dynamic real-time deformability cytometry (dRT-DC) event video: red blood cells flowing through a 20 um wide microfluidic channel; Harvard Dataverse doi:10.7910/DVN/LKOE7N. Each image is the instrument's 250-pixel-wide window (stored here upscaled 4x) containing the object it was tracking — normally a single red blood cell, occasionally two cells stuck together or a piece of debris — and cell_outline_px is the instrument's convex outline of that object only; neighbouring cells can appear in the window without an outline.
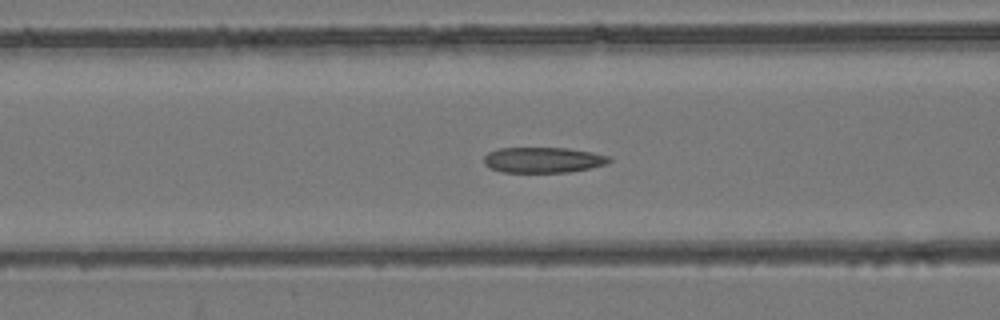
{"species": "common noctule bat (a hibernating species)", "species_latin": "Nyctalus noctula", "temperature_condition": "room temperature", "stored_images_in_passage": 43, "camera_frame_rate_fps": 3000, "um_per_image_px": 0.085, "animal": {"sex": "female", "body_mass_g": 24.6, "forearm_length_mm": 56.2}, "frame": {"image": 1, "passage_image": 21, "time_ms": 6.667, "image_size_px": [1000, 320], "cell_outline_px": [[612, 160], [608, 164], [592, 168], [568, 172], [504, 172], [492, 168], [484, 164], [484, 156], [488, 152], [496, 148], [568, 148], [592, 152], [608, 156]], "centroid_in_image_um": [46.19, 13.59], "position_along_channel_um": 120.4, "area_um2": 18.73}}
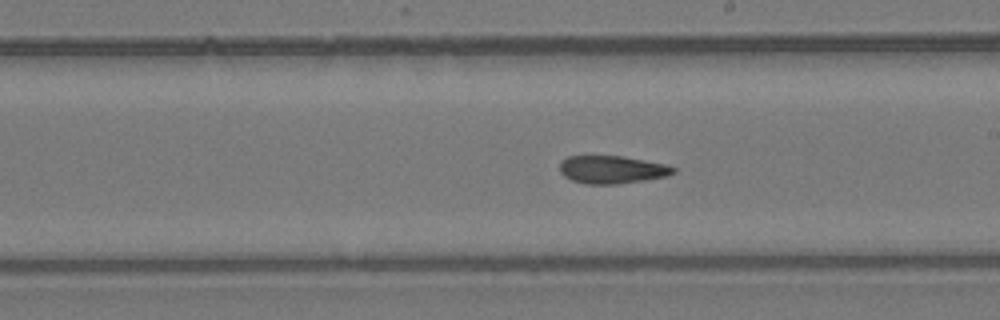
{"frame": {"image": 2, "passage_image": 30, "time_ms": 9.667, "image_size_px": [1000, 320], "cell_outline_px": [[676, 172], [668, 176], [644, 180], [616, 184], [584, 184], [572, 180], [564, 176], [560, 172], [560, 160], [568, 156], [624, 156], [668, 164], [676, 168]], "centroid_in_image_um": [52.04, 14.41], "position_along_channel_um": 237.0, "area_um2": 18.67}}
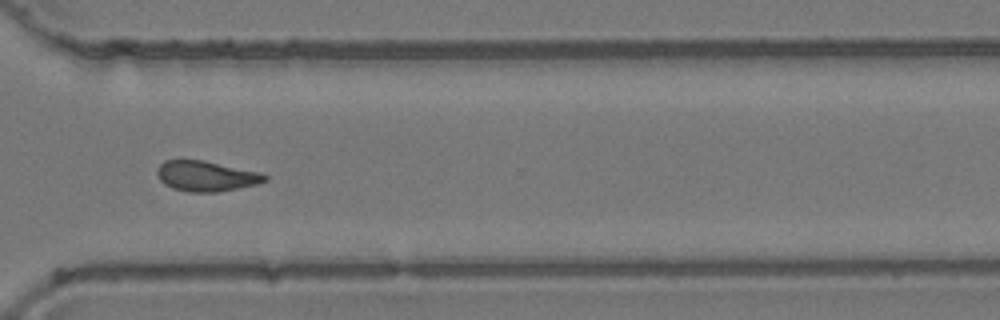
{"frame": {"image": 3, "passage_image": 39, "time_ms": 12.667, "image_size_px": [1000, 320], "cell_outline_px": [[268, 180], [256, 184], [216, 192], [188, 192], [172, 188], [164, 184], [160, 180], [156, 172], [156, 168], [164, 160], [204, 160], [260, 172], [268, 176]], "centroid_in_image_um": [17.5, 14.96], "position_along_channel_um": 353.1, "area_um2": 19.07}}